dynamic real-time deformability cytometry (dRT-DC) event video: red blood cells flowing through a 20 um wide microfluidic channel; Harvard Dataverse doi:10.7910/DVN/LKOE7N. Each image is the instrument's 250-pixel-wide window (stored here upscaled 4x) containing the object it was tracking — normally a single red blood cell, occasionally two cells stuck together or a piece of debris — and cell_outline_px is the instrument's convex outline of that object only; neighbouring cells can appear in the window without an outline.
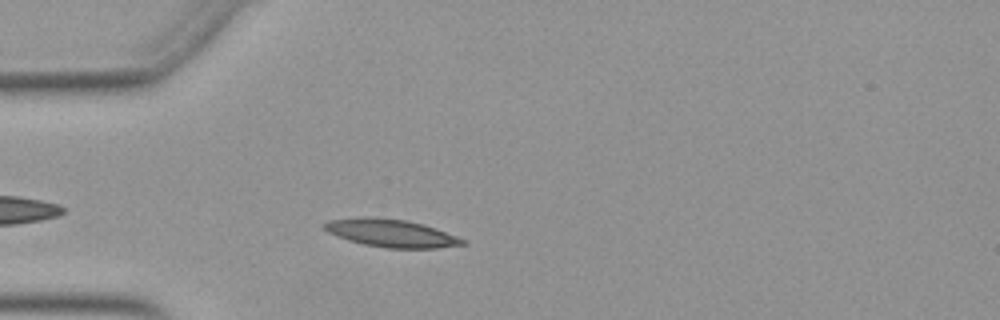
{"species": "Egyptian fruit bat (a non-hibernating species)", "species_latin": "Rousettus aegyptiacus", "temperature_condition": "warm", "stored_images_in_passage": 19, "camera_frame_rate_fps": 3000, "um_per_image_px": 0.085, "animal": {"sex": "female"}, "frame": {"image": 1, "passage_image": 5, "time_ms": 1.333, "image_size_px": [1000, 320], "cell_outline_px": [[464, 244], [436, 248], [384, 248], [364, 244], [348, 240], [336, 236], [328, 232], [324, 228], [324, 224], [328, 220], [368, 216], [408, 220], [424, 224], [436, 228], [456, 236], [464, 240]], "centroid_in_image_um": [33.22, 19.81], "position_along_channel_um": 51.8, "area_um2": 22.31}}
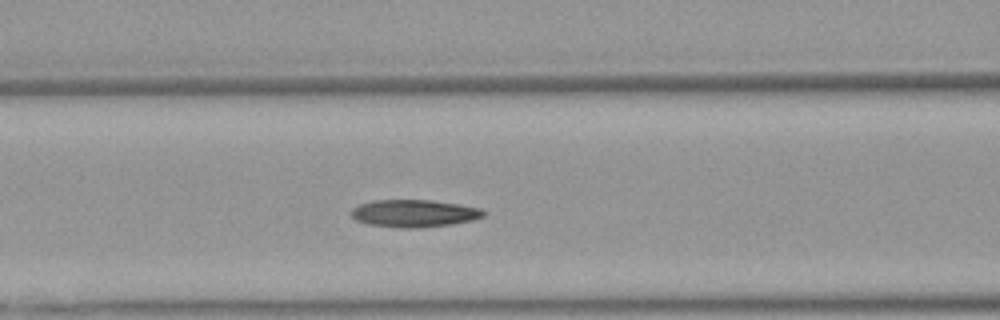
{"frame": {"image": 2, "passage_image": 12, "time_ms": 3.667, "image_size_px": [1000, 320], "cell_outline_px": [[488, 212], [484, 216], [472, 220], [452, 224], [420, 228], [400, 228], [368, 224], [356, 220], [352, 216], [352, 208], [360, 204], [372, 200], [432, 200], [460, 204], [480, 208]], "centroid_in_image_um": [35.23, 18.13], "position_along_channel_um": 131.4, "area_um2": 21.27}}
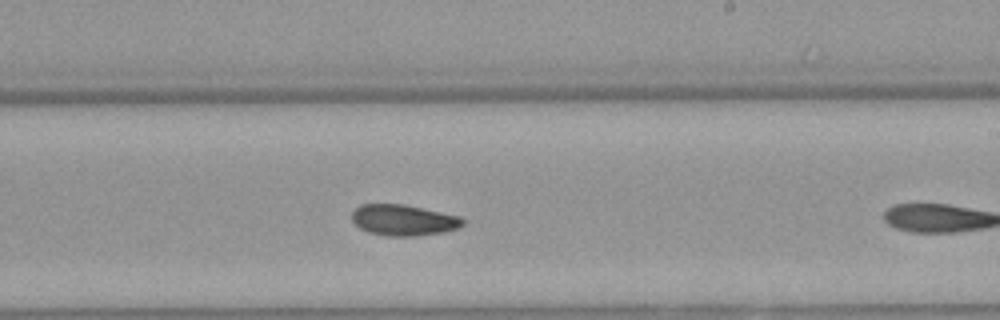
{"frame": {"image": 3, "passage_image": 18, "time_ms": 5.667, "image_size_px": [1000, 320], "cell_outline_px": [[464, 224], [460, 228], [444, 232], [416, 236], [388, 236], [368, 232], [360, 228], [352, 220], [352, 212], [360, 204], [404, 204], [460, 216], [464, 220]], "centroid_in_image_um": [34.31, 18.71], "position_along_channel_um": 254.7, "area_um2": 20.11}}